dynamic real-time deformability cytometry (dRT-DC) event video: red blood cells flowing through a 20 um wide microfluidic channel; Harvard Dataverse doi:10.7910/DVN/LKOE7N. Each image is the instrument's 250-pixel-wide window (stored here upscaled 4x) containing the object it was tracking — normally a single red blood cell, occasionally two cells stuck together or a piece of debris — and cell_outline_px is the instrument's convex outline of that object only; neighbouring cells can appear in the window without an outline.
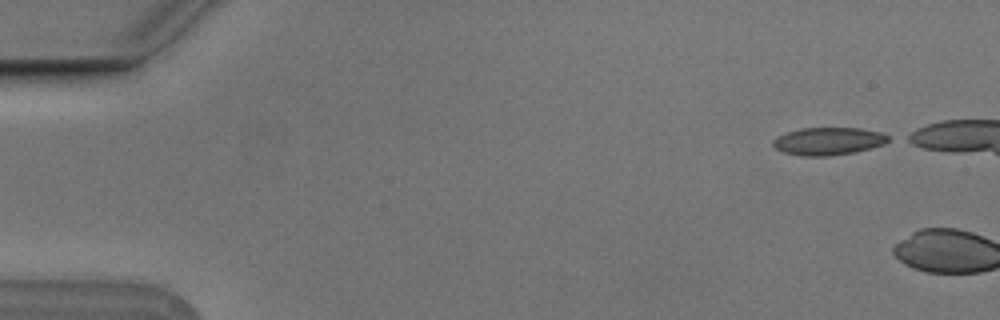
{"species": "Egyptian fruit bat (a non-hibernating species)", "species_latin": "Rousettus aegyptiacus", "temperature_condition": "cold", "stored_images_in_passage": 6, "camera_frame_rate_fps": 3000, "um_per_image_px": 0.085, "animal": {"sex": "male"}, "frame": {"image": 1, "passage_image": 1, "time_ms": 0.0, "image_size_px": [1000, 320], "cell_outline_px": [[892, 140], [884, 144], [856, 152], [828, 156], [800, 156], [784, 152], [772, 148], [772, 140], [776, 136], [800, 128], [860, 128], [880, 132], [888, 136]], "centroid_in_image_um": [70.38, 12.0], "position_along_channel_um": 14.6, "area_um2": 18.79}}